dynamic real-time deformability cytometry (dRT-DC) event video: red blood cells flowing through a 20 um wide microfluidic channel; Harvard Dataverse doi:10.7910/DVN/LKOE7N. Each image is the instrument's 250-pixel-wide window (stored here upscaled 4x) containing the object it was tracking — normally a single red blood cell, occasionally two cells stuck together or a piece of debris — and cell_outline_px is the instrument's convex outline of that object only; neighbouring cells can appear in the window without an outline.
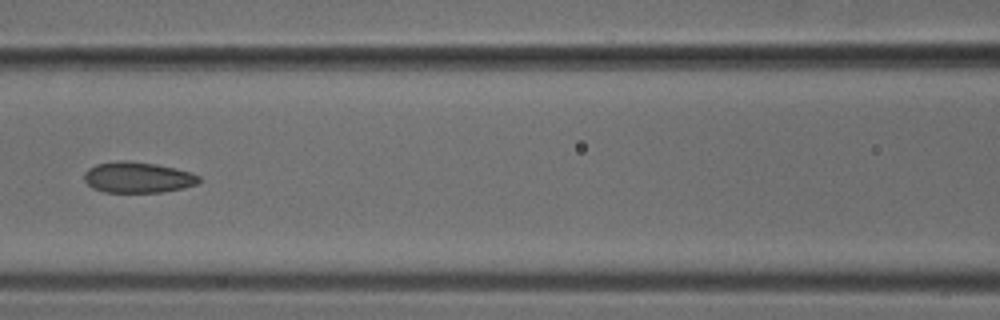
{"species": "common noctule bat (a hibernating species)", "species_latin": "Nyctalus noctula", "temperature_condition": "cold", "stored_images_in_passage": 8, "segment_of_instrument_passage": [1, 2], "camera_frame_rate_fps": 3000, "um_per_image_px": 0.085, "animal": {"sex": "male", "body_mass_g": 18.8}, "frame": {"image": 1, "passage_image": 6, "time_ms": 1.667, "image_size_px": [1000, 320], "cell_outline_px": [[200, 180], [196, 184], [184, 188], [160, 192], [104, 192], [92, 188], [84, 180], [84, 172], [88, 168], [96, 164], [124, 160], [156, 164], [176, 168], [200, 176]], "centroid_in_image_um": [11.68, 15.08], "position_along_channel_um": 154.9, "area_um2": 20.58}}
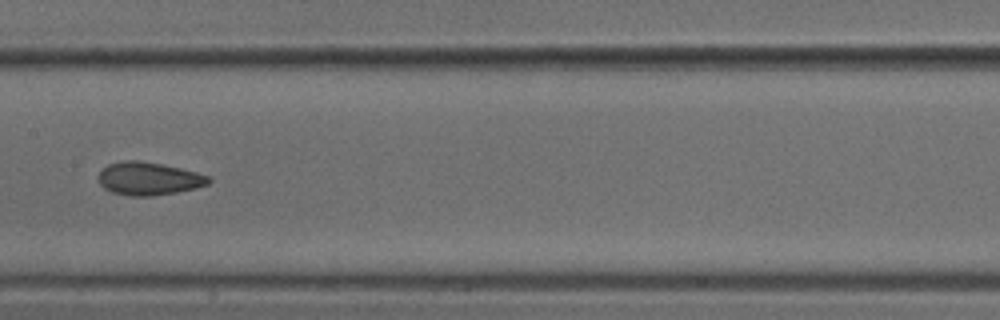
{"frame": {"image": 2, "passage_image": 7, "time_ms": 2.0, "image_size_px": [1000, 320], "cell_outline_px": [[212, 180], [208, 184], [176, 192], [152, 196], [132, 196], [112, 192], [104, 188], [100, 184], [96, 176], [108, 164], [124, 160], [136, 160], [160, 164], [180, 168], [196, 172], [208, 176]], "centroid_in_image_um": [12.6, 15.18], "position_along_channel_um": 194.8, "area_um2": 20.98}}